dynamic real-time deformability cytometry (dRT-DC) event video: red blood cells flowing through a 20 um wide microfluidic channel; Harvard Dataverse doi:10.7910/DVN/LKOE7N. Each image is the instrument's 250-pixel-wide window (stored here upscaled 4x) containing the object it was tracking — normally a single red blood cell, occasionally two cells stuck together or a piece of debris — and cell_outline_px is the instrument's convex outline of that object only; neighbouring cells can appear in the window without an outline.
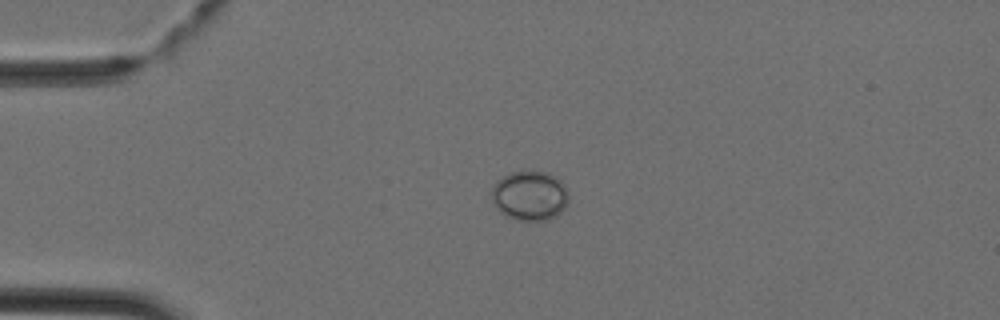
{"species": "Egyptian fruit bat (a non-hibernating species)", "species_latin": "Rousettus aegyptiacus", "temperature_condition": "cold", "stored_images_in_passage": 4, "camera_frame_rate_fps": 3000, "um_per_image_px": 0.085, "animal": {"sex": "female"}, "frame": {"image": 1, "passage_image": 4, "time_ms": 1.0, "image_size_px": [1000, 320], "cell_outline_px": [[568, 204], [556, 216], [548, 220], [516, 220], [504, 216], [496, 208], [492, 200], [492, 188], [496, 180], [512, 172], [524, 168], [544, 172], [560, 180], [568, 188]], "centroid_in_image_um": [45.02, 16.61], "position_along_channel_um": 40.0, "area_um2": 22.77}}